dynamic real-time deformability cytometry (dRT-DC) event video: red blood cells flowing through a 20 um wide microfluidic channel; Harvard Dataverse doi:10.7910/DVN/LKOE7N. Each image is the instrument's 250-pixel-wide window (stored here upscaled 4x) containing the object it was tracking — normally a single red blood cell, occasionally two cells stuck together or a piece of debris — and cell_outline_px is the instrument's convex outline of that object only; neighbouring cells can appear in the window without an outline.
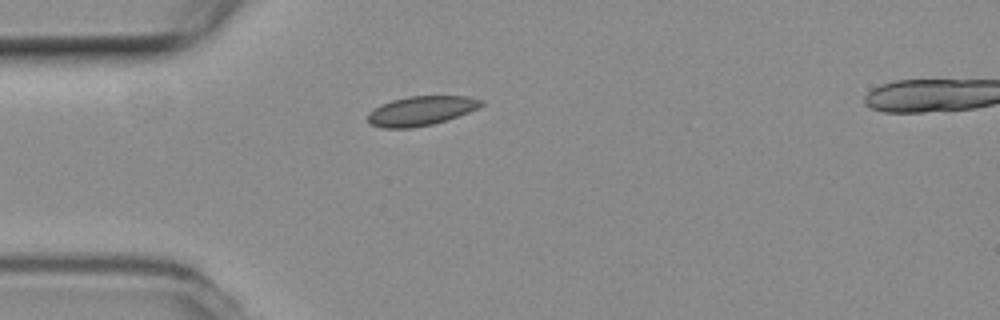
{"species": "common noctule bat (a hibernating species)", "species_latin": "Nyctalus noctula", "temperature_condition": "room temperature", "stored_images_in_passage": 7, "camera_frame_rate_fps": 3000, "um_per_image_px": 0.085, "animal": {"sex": "female", "body_mass_g": 19.3, "forearm_length_mm": 54.1}, "frame": {"image": 1, "passage_image": 1, "time_ms": 0.0, "image_size_px": [1000, 320], "cell_outline_px": [[484, 104], [468, 112], [432, 124], [412, 128], [380, 128], [372, 124], [368, 120], [368, 112], [380, 104], [392, 100], [408, 96], [468, 96], [484, 100]], "centroid_in_image_um": [35.76, 9.41], "position_along_channel_um": 49.2, "area_um2": 19.31}}
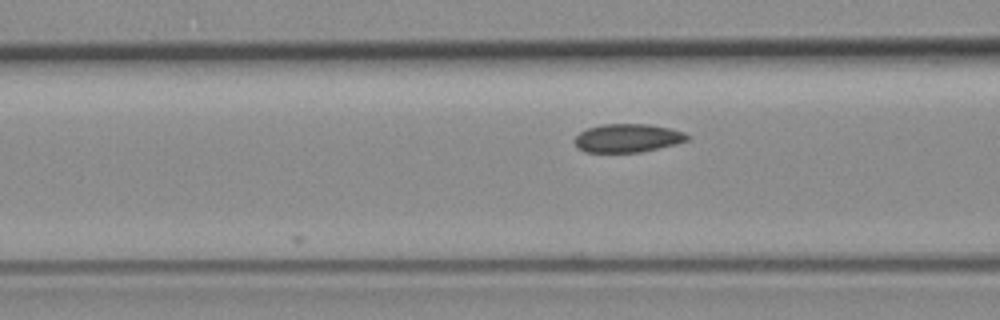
{"frame": {"image": 2, "passage_image": 7, "time_ms": 2.0, "image_size_px": [1000, 320], "cell_outline_px": [[692, 136], [688, 140], [676, 144], [640, 152], [584, 152], [576, 148], [576, 136], [580, 132], [588, 128], [604, 124], [648, 124], [668, 128], [684, 132]], "centroid_in_image_um": [53.36, 11.74], "position_along_channel_um": 113.2, "area_um2": 18.61}}